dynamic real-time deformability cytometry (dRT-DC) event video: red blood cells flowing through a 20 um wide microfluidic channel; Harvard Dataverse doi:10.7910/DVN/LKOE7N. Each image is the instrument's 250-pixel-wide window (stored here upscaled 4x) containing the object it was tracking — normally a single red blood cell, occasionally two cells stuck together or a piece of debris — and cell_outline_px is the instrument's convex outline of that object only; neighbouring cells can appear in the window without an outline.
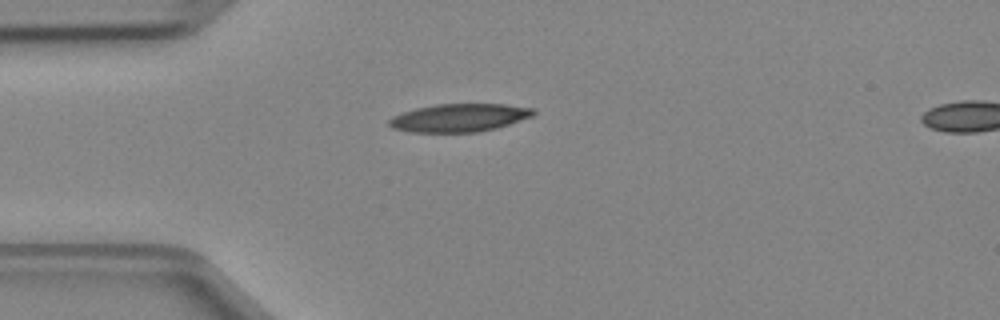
{"species": "Egyptian fruit bat (a non-hibernating species)", "species_latin": "Rousettus aegyptiacus", "temperature_condition": "cold", "stored_images_in_passage": 1, "camera_frame_rate_fps": 3000, "um_per_image_px": 0.085, "animal": {"sex": "female"}, "frame": {"image": 1, "passage_image": 1, "time_ms": 0.0, "image_size_px": [1000, 320], "cell_outline_px": [[536, 112], [532, 116], [496, 128], [476, 132], [408, 132], [392, 128], [388, 124], [388, 120], [392, 116], [416, 108], [436, 104], [504, 104], [536, 108]], "centroid_in_image_um": [39.02, 10.0], "position_along_channel_um": 46.0, "area_um2": 23.58}}